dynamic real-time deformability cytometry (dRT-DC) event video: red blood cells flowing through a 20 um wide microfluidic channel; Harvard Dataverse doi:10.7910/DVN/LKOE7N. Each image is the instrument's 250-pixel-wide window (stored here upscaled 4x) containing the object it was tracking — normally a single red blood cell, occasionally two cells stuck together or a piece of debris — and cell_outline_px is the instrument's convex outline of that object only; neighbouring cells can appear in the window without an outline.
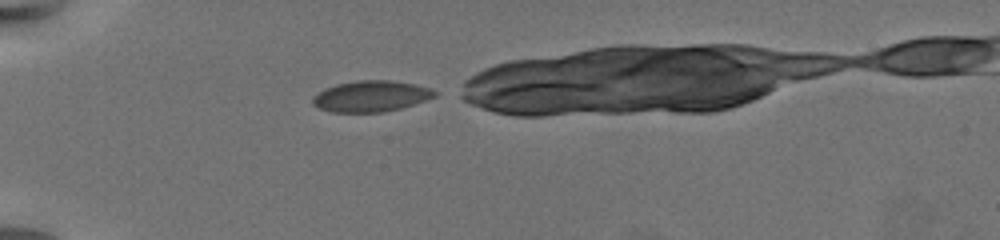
{"species": "common noctule bat (a hibernating species)", "species_latin": "Nyctalus noctula", "temperature_condition": "warm", "stored_images_in_passage": 36, "camera_frame_rate_fps": 3000, "um_per_image_px": 0.085, "animal": {"sex": "female", "body_mass_g": 19.5, "forearm_length_mm": 54.1}, "frame": {"image": 1, "passage_image": 1, "time_ms": 0.0, "image_size_px": [1000, 240], "cell_outline_px": [[440, 92], [436, 96], [400, 108], [384, 112], [332, 112], [320, 108], [312, 104], [312, 96], [324, 88], [336, 84], [356, 80], [388, 80], [412, 84], [428, 88]], "centroid_in_image_um": [31.49, 8.17], "position_along_channel_um": 53.5, "area_um2": 21.96}}
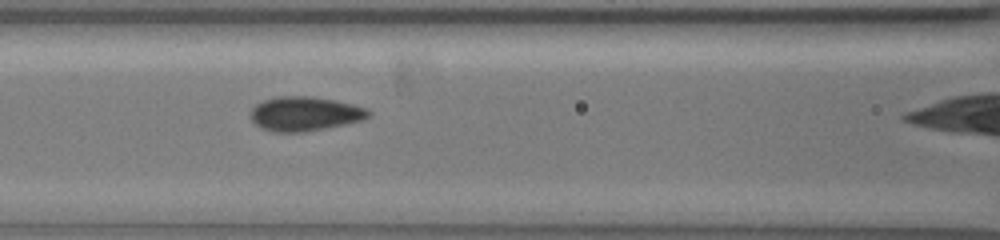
{"frame": {"image": 2, "passage_image": 11, "time_ms": 3.333, "image_size_px": [1000, 240], "cell_outline_px": [[368, 116], [360, 120], [344, 124], [304, 132], [272, 132], [260, 128], [252, 120], [252, 108], [256, 104], [264, 100], [280, 96], [308, 96], [332, 100], [364, 108], [368, 112]], "centroid_in_image_um": [25.82, 9.68], "position_along_channel_um": 140.8, "area_um2": 22.95}}
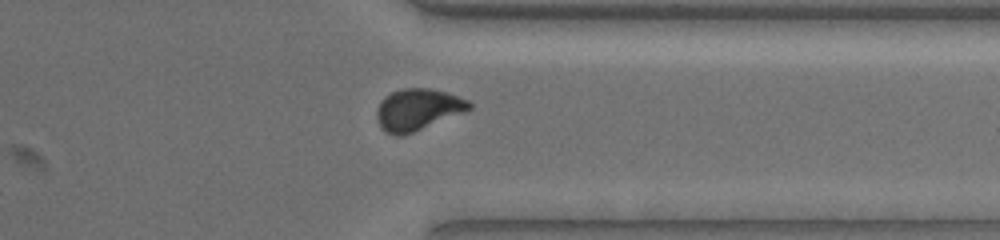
{"frame": {"image": 3, "passage_image": 32, "time_ms": 10.333, "image_size_px": [1000, 240], "cell_outline_px": [[472, 108], [412, 132], [400, 136], [396, 136], [384, 132], [380, 128], [376, 120], [376, 112], [384, 96], [392, 92], [404, 88], [428, 88], [444, 92], [468, 100], [472, 104]], "centroid_in_image_um": [35.44, 9.31], "position_along_channel_um": 376.0, "area_um2": 22.02}}